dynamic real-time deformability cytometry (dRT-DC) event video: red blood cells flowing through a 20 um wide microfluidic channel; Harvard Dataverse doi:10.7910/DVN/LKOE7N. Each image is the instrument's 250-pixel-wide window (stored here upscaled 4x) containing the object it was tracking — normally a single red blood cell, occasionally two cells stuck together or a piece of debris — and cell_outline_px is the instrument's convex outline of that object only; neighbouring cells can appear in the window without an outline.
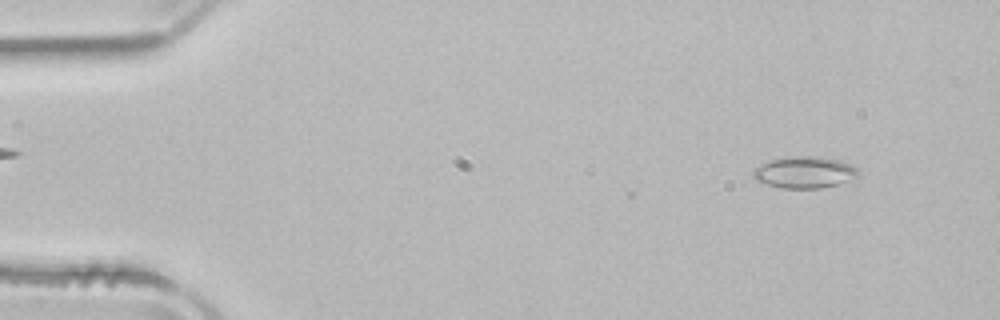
{"species": "common noctule bat (a hibernating species)", "species_latin": "Nyctalus noctula", "temperature_condition": "room temperature", "stored_images_in_passage": 52, "camera_frame_rate_fps": 3000, "um_per_image_px": 0.085, "animal": {"sex": "male", "body_mass_g": 21.5, "forearm_length_mm": 52.0}, "frame": {"image": 1, "passage_image": 4, "time_ms": 1.0, "image_size_px": [1000, 320], "cell_outline_px": [[860, 176], [836, 184], [820, 188], [780, 188], [764, 184], [756, 180], [752, 176], [752, 168], [772, 160], [796, 156], [816, 156], [840, 160], [852, 164], [860, 172]], "centroid_in_image_um": [68.38, 14.65], "position_along_channel_um": 16.6, "area_um2": 19.42}}
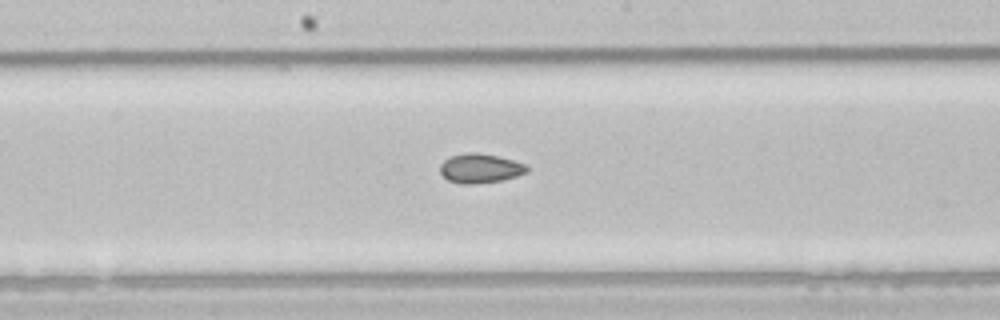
{"frame": {"image": 2, "passage_image": 26, "time_ms": 8.333, "image_size_px": [1000, 320], "cell_outline_px": [[528, 172], [516, 176], [500, 180], [472, 184], [460, 184], [448, 180], [440, 172], [440, 164], [444, 160], [452, 156], [468, 152], [476, 152], [496, 156], [512, 160], [524, 164], [528, 168]], "centroid_in_image_um": [40.79, 14.31], "position_along_channel_um": 207.4, "area_um2": 14.62}}
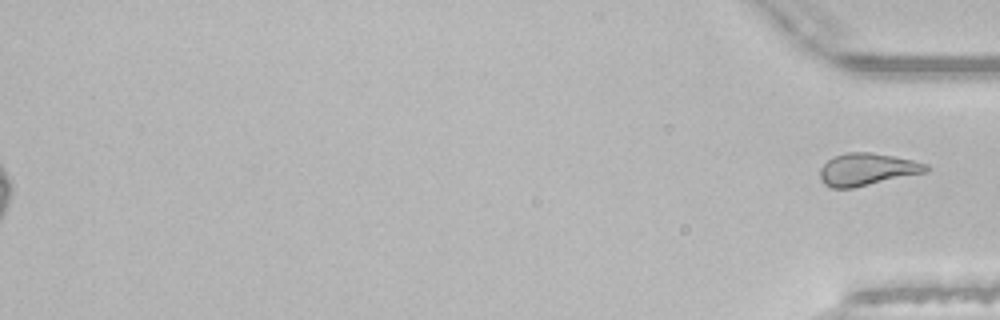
{"frame": {"image": 3, "passage_image": 52, "time_ms": 17.0, "image_size_px": [1000, 320], "cell_outline_px": [[928, 168], [924, 172], [852, 188], [832, 188], [824, 184], [820, 180], [820, 168], [832, 156], [848, 152], [872, 152], [912, 160], [928, 164]], "centroid_in_image_um": [73.63, 14.39], "position_along_channel_um": 361.6, "area_um2": 19.71}, "authors_computed_cell_mechanics": {"area_um2": 16.7042, "velocity_mm_per_s": 3.9452, "shape_relaxation_time_tau1_ms": null, "shape_relaxation_time_tau2_ms": 6.2048, "deformation_change_tau1": null, "deformation_change_tau2": 0.0994}}